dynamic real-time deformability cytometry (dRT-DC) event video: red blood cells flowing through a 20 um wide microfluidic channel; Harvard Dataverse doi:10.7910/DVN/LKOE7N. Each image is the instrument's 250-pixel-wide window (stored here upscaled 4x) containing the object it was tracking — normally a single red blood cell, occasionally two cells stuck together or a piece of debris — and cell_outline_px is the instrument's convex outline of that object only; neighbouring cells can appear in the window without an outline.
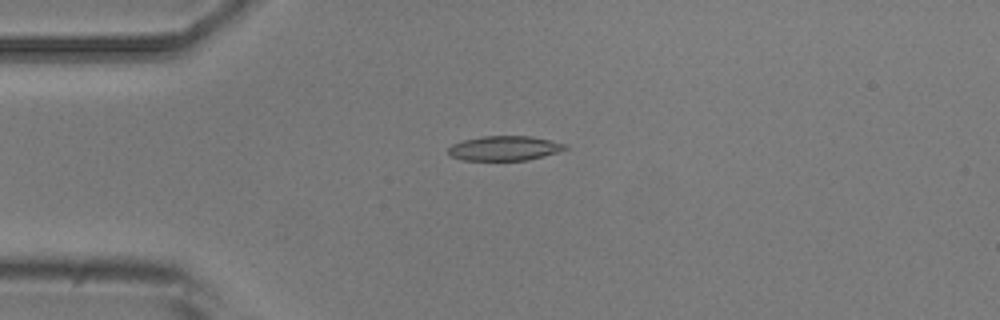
{"species": "common noctule bat (a hibernating species)", "species_latin": "Nyctalus noctula", "temperature_condition": "room temperature", "stored_images_in_passage": 8, "camera_frame_rate_fps": 3000, "um_per_image_px": 0.085, "animal": {"sex": "male", "body_mass_g": 20.5, "forearm_length_mm": 52.5}, "frame": {"image": 1, "passage_image": 4, "time_ms": 3.667, "image_size_px": [1000, 320], "cell_outline_px": [[568, 148], [544, 156], [528, 160], [464, 160], [452, 156], [448, 152], [448, 148], [452, 144], [464, 140], [484, 136], [532, 136], [568, 144]], "centroid_in_image_um": [42.91, 12.59], "position_along_channel_um": 42.1, "area_um2": 16.7}}
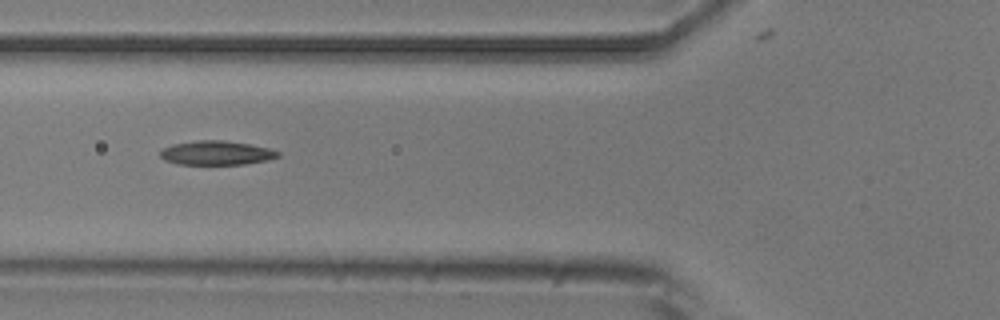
{"frame": {"image": 2, "passage_image": 6, "time_ms": 6.0, "image_size_px": [1000, 320], "cell_outline_px": [[280, 156], [268, 160], [244, 164], [176, 164], [164, 160], [160, 156], [160, 152], [164, 148], [172, 144], [200, 140], [224, 140], [248, 144], [268, 148], [280, 152]], "centroid_in_image_um": [18.39, 13.0], "position_along_channel_um": 107.4, "area_um2": 16.47}}
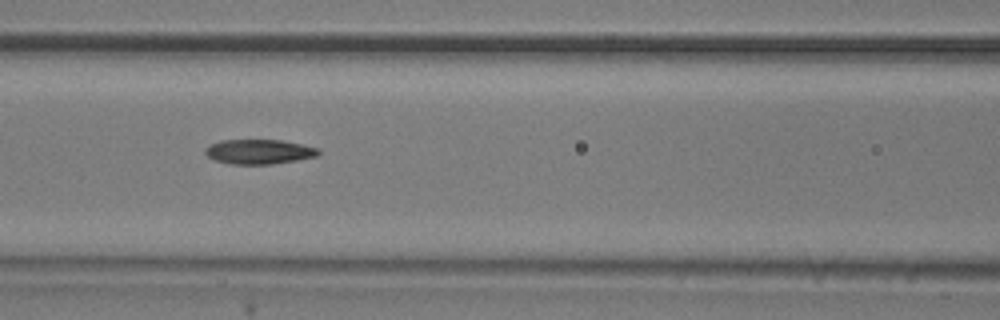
{"frame": {"image": 3, "passage_image": 7, "time_ms": 7.0, "image_size_px": [1000, 320], "cell_outline_px": [[320, 152], [316, 156], [296, 160], [272, 164], [228, 164], [216, 160], [208, 156], [204, 152], [204, 148], [220, 140], [280, 140], [320, 148]], "centroid_in_image_um": [22.0, 12.89], "position_along_channel_um": 144.6, "area_um2": 16.18}}